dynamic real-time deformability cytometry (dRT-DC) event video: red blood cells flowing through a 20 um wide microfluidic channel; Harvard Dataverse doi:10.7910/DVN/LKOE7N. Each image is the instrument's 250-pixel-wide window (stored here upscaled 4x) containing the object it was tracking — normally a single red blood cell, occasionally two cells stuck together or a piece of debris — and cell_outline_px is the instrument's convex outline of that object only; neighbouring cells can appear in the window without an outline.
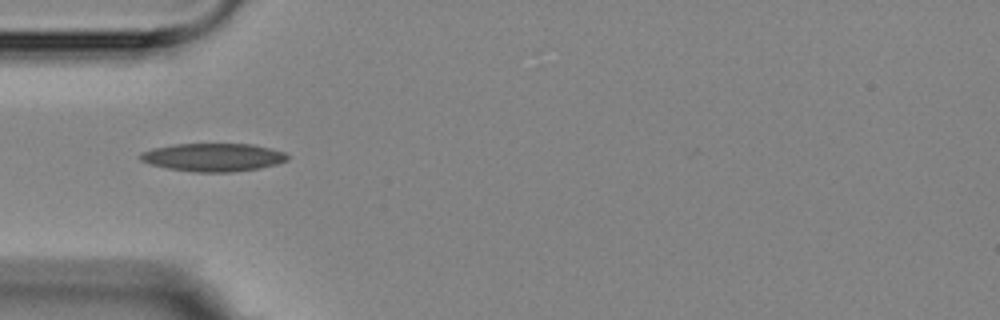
{"species": "Egyptian fruit bat (a non-hibernating species)", "species_latin": "Rousettus aegyptiacus", "temperature_condition": "room temperature", "stored_images_in_passage": 5, "camera_frame_rate_fps": 3000, "um_per_image_px": 0.085, "animal": {"sex": "female"}, "frame": {"image": 1, "passage_image": 3, "time_ms": 3.333, "image_size_px": [1000, 320], "cell_outline_px": [[288, 160], [276, 164], [260, 168], [232, 172], [196, 172], [168, 168], [148, 164], [140, 160], [136, 156], [140, 152], [152, 148], [176, 144], [252, 144], [284, 152], [288, 156]], "centroid_in_image_um": [18.06, 13.37], "position_along_channel_um": 66.9, "area_um2": 24.16}}
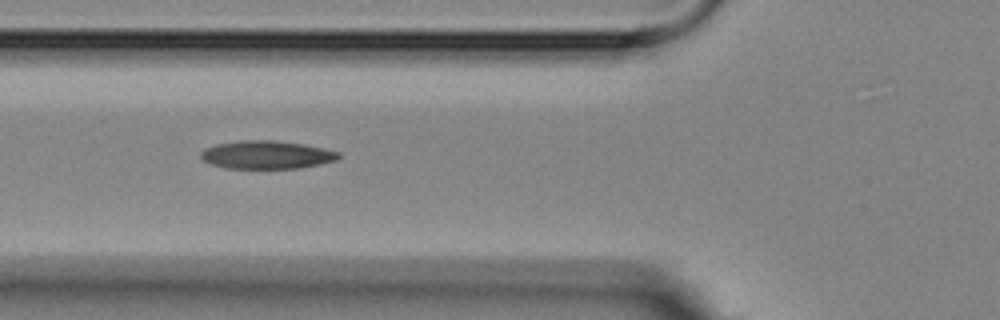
{"frame": {"image": 2, "passage_image": 4, "time_ms": 4.333, "image_size_px": [1000, 320], "cell_outline_px": [[340, 156], [336, 160], [320, 164], [300, 168], [224, 168], [212, 164], [204, 160], [200, 156], [200, 152], [204, 148], [216, 144], [240, 140], [272, 140], [304, 144], [324, 148], [340, 152]], "centroid_in_image_um": [22.66, 13.15], "position_along_channel_um": 103.1, "area_um2": 22.6}}
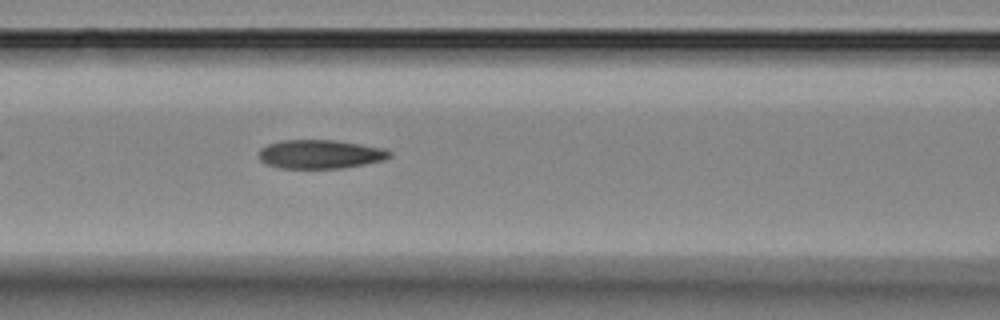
{"frame": {"image": 3, "passage_image": 5, "time_ms": 5.333, "image_size_px": [1000, 320], "cell_outline_px": [[392, 156], [384, 160], [364, 164], [340, 168], [280, 168], [268, 164], [260, 160], [260, 148], [268, 144], [280, 140], [336, 140], [388, 148], [392, 152]], "centroid_in_image_um": [27.28, 13.09], "position_along_channel_um": 139.3, "area_um2": 22.08}}